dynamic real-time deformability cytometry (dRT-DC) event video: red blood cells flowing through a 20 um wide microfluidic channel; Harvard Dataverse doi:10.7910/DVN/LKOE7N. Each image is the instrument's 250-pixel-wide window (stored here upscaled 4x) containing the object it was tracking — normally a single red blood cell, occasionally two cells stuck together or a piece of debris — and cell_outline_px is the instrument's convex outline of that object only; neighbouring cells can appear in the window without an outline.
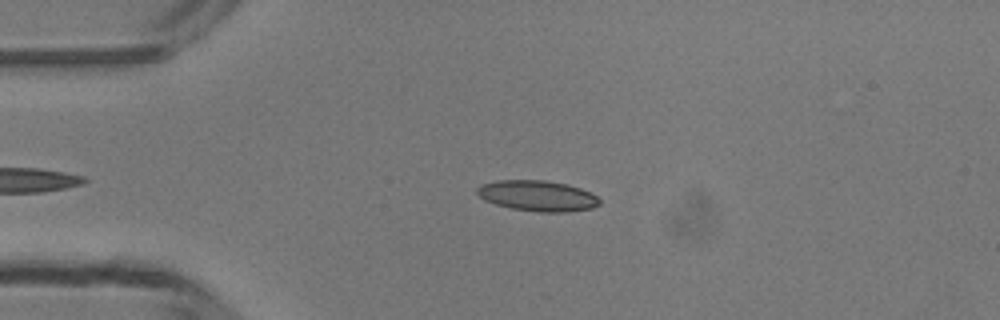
{"species": "common noctule bat (a hibernating species)", "species_latin": "Nyctalus noctula", "temperature_condition": "room temperature", "stored_images_in_passage": 37, "camera_frame_rate_fps": 3000, "um_per_image_px": 0.085, "animal": {"sex": "male", "body_mass_g": 13.3}, "frame": {"image": 1, "passage_image": 7, "time_ms": 2.0, "image_size_px": [1000, 320], "cell_outline_px": [[600, 204], [592, 208], [564, 212], [540, 212], [512, 208], [496, 204], [484, 200], [476, 192], [476, 188], [480, 184], [500, 180], [544, 180], [568, 184], [580, 188], [596, 196], [600, 200]], "centroid_in_image_um": [45.67, 16.63], "position_along_channel_um": 39.3, "area_um2": 21.79}}
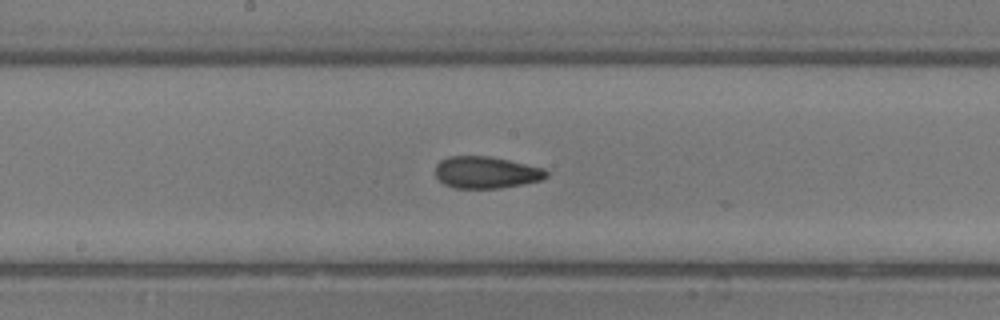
{"frame": {"image": 2, "passage_image": 21, "time_ms": 6.667, "image_size_px": [1000, 320], "cell_outline_px": [[548, 176], [540, 180], [500, 188], [452, 188], [444, 184], [436, 176], [436, 164], [440, 160], [448, 156], [488, 156], [508, 160], [544, 168], [548, 172]], "centroid_in_image_um": [41.29, 14.65], "position_along_channel_um": 206.9, "area_um2": 20.52}}
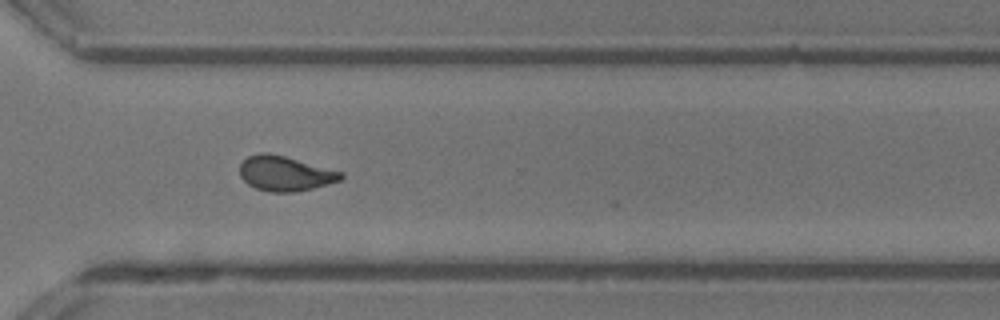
{"frame": {"image": 3, "passage_image": 31, "time_ms": 10.0, "image_size_px": [1000, 320], "cell_outline_px": [[344, 176], [340, 180], [328, 184], [296, 192], [268, 192], [256, 188], [248, 184], [240, 176], [240, 164], [248, 156], [260, 152], [268, 152], [284, 156], [344, 172]], "centroid_in_image_um": [24.23, 14.74], "position_along_channel_um": 346.4, "area_um2": 20.58}, "authors_computed_cell_mechanics": {"area_um2": 20.5768, "velocity_mm_per_s": 4.1998, "shape_relaxation_time_tau1_ms": 6.9902, "shape_relaxation_time_tau2_ms": 1.9167, "deformation_change_tau1": 0.172, "deformation_change_tau2": 0.0803}}